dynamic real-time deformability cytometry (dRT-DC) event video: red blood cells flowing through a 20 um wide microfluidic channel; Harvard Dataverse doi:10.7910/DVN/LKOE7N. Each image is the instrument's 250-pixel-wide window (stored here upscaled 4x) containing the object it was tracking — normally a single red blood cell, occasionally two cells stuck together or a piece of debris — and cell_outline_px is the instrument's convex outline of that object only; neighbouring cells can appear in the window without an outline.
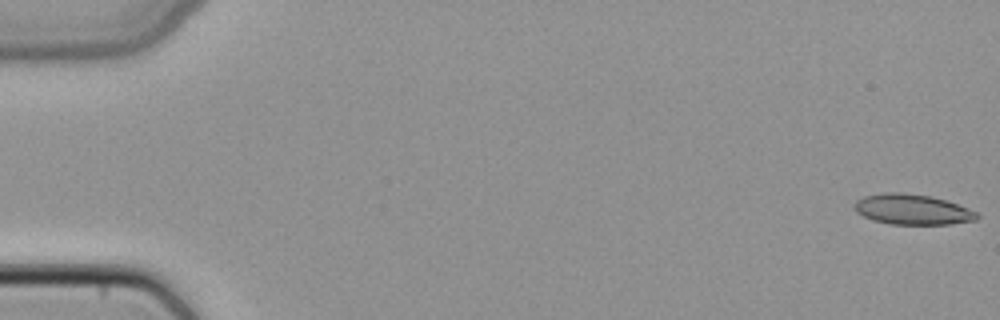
{"species": "common noctule bat (a hibernating species)", "species_latin": "Nyctalus noctula", "temperature_condition": "cold", "stored_images_in_passage": 50, "camera_frame_rate_fps": 3000, "um_per_image_px": 0.085, "animal": {"sex": "female", "body_mass_g": 22.7, "forearm_length_mm": 54.2}, "frame": {"image": 1, "passage_image": 1, "time_ms": 0.0, "image_size_px": [1000, 320], "cell_outline_px": [[980, 216], [976, 220], [952, 224], [888, 224], [872, 220], [856, 212], [852, 208], [852, 204], [856, 200], [864, 196], [884, 192], [900, 192], [928, 196], [944, 200], [968, 208], [976, 212]], "centroid_in_image_um": [77.49, 17.81], "position_along_channel_um": 7.5, "area_um2": 21.73}}
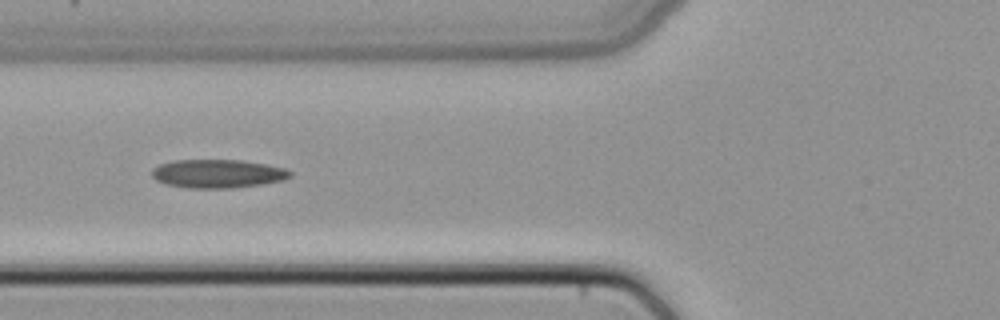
{"frame": {"image": 2, "passage_image": 20, "time_ms": 6.333, "image_size_px": [1000, 320], "cell_outline_px": [[292, 176], [284, 180], [260, 184], [232, 188], [188, 188], [164, 184], [156, 180], [152, 176], [152, 168], [160, 164], [176, 160], [240, 160], [264, 164], [284, 168], [292, 172]], "centroid_in_image_um": [18.48, 14.77], "position_along_channel_um": 107.3, "area_um2": 22.95}}
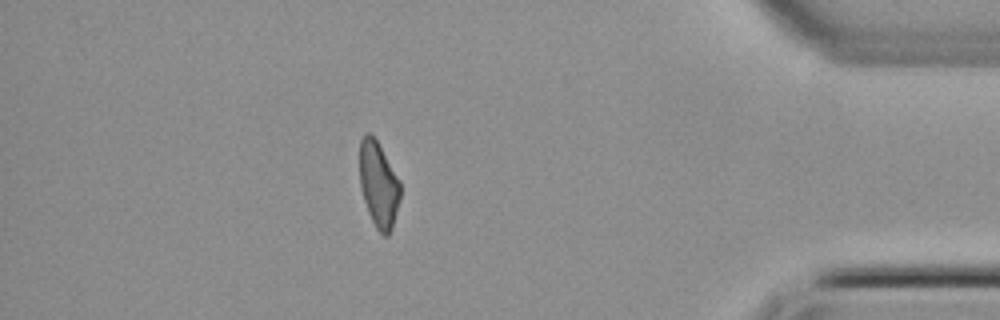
{"frame": {"image": 3, "passage_image": 44, "time_ms": 14.333, "image_size_px": [1000, 320], "cell_outline_px": [[400, 196], [392, 228], [388, 236], [384, 236], [376, 228], [368, 212], [360, 188], [360, 140], [368, 132], [376, 140], [400, 180]], "centroid_in_image_um": [32.18, 15.71], "position_along_channel_um": 403.0, "area_um2": 20.0}}